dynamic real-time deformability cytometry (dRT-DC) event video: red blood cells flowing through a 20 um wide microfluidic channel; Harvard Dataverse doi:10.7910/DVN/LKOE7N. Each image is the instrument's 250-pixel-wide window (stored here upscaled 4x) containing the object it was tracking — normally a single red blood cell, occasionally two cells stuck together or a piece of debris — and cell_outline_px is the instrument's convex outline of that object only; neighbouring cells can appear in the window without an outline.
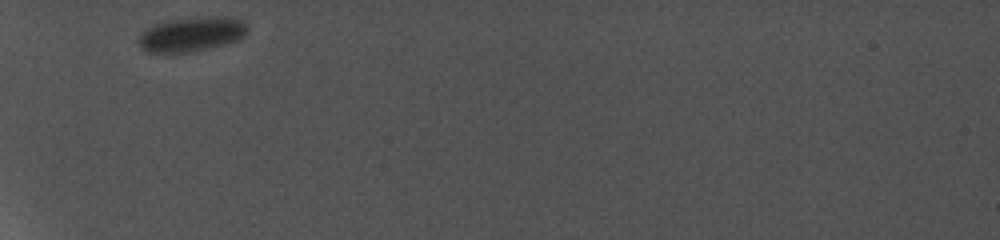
{"species": "common noctule bat (a hibernating species)", "species_latin": "Nyctalus noctula", "temperature_condition": "cold", "stored_images_in_passage": 6, "camera_frame_rate_fps": 5000, "um_per_image_px": 0.085, "animal": {"sex": "female", "body_mass_g": 19.0, "forearm_length_mm": 56.7}, "frame": {"image": 1, "passage_image": 1, "time_ms": 0.0, "image_size_px": [1000, 240], "cell_outline_px": [[248, 32], [244, 36], [236, 40], [188, 52], [144, 52], [140, 44], [140, 36], [148, 28], [156, 24], [168, 20], [240, 20], [248, 28]], "centroid_in_image_um": [16.2, 2.97], "position_along_channel_um": 68.8, "area_um2": 20.0}}
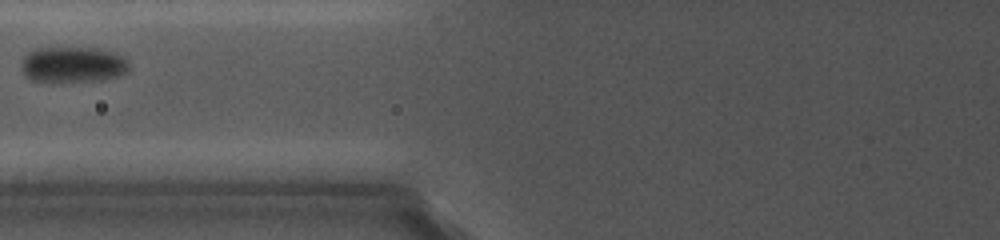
{"frame": {"image": 2, "passage_image": 3, "time_ms": 1.8, "image_size_px": [1000, 240], "cell_outline_px": [[128, 72], [112, 76], [80, 80], [32, 80], [24, 76], [20, 64], [24, 56], [32, 48], [56, 44], [96, 48], [116, 52], [124, 56], [128, 60]], "centroid_in_image_um": [6.11, 5.37], "position_along_channel_um": 119.7, "area_um2": 22.83}}